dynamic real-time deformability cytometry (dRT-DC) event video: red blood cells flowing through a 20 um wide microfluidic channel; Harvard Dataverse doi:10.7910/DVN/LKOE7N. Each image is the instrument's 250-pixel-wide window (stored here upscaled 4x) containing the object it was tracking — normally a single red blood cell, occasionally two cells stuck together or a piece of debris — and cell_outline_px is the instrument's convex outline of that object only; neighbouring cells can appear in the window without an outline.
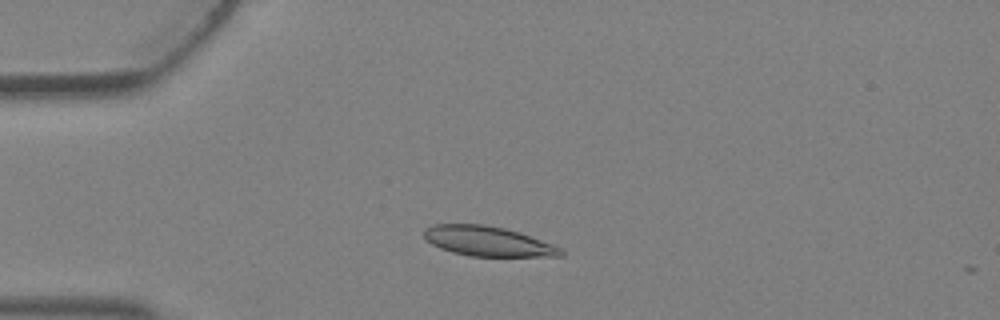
{"species": "Egyptian fruit bat (a non-hibernating species)", "species_latin": "Rousettus aegyptiacus", "temperature_condition": "warm", "stored_images_in_passage": 3, "camera_frame_rate_fps": 3000, "um_per_image_px": 0.085, "animal": {"sex": "female"}, "frame": {"image": 1, "passage_image": 3, "time_ms": 0.667, "image_size_px": [1000, 320], "cell_outline_px": [[564, 256], [468, 256], [452, 252], [440, 248], [424, 240], [424, 228], [432, 224], [484, 224], [504, 228], [520, 232], [552, 244], [560, 248], [564, 252]], "centroid_in_image_um": [41.42, 20.5], "position_along_channel_um": 43.6, "area_um2": 23.87}}